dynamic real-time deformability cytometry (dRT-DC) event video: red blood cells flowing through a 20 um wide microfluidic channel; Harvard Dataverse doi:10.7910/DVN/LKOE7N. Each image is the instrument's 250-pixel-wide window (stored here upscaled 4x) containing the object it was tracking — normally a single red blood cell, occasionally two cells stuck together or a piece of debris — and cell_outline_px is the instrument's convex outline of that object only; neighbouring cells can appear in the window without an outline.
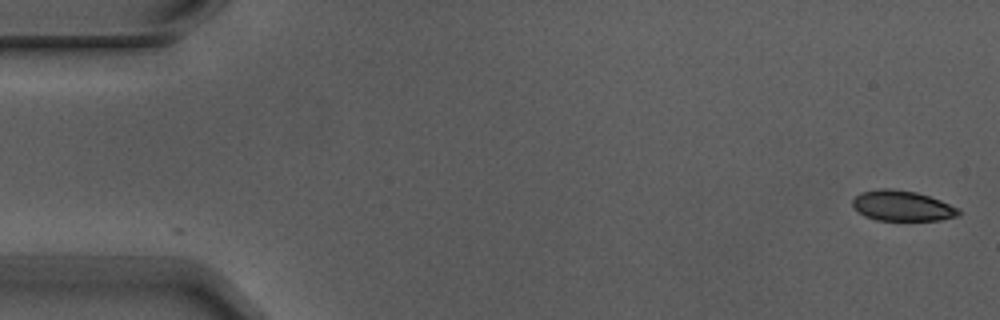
{"species": "Egyptian fruit bat (a non-hibernating species)", "species_latin": "Rousettus aegyptiacus", "temperature_condition": "warm", "stored_images_in_passage": 5, "camera_frame_rate_fps": 3000, "um_per_image_px": 0.085, "animal": {"sex": "male"}, "frame": {"image": 1, "passage_image": 1, "time_ms": 0.0, "image_size_px": [1000, 320], "cell_outline_px": [[960, 212], [956, 216], [940, 220], [876, 220], [864, 216], [852, 204], [852, 200], [860, 192], [880, 188], [892, 188], [916, 192], [940, 200], [960, 208]], "centroid_in_image_um": [76.68, 17.48], "position_along_channel_um": 8.3, "area_um2": 18.73}}
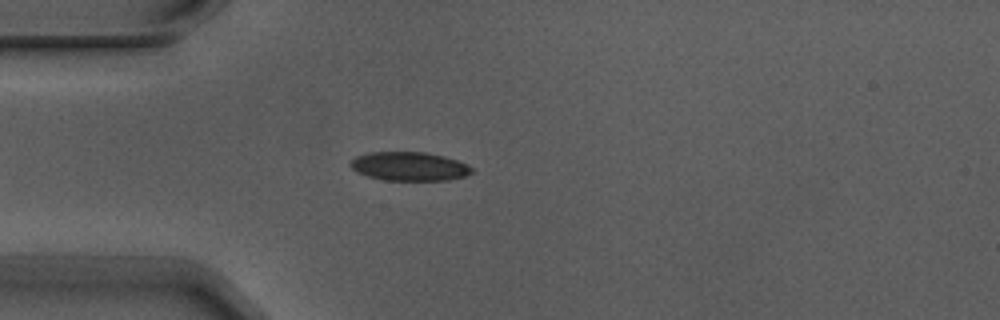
{"frame": {"image": 2, "passage_image": 5, "time_ms": 1.333, "image_size_px": [1000, 320], "cell_outline_px": [[472, 172], [464, 176], [448, 180], [384, 180], [368, 176], [356, 172], [348, 164], [356, 156], [372, 152], [424, 152], [444, 156], [456, 160], [472, 168]], "centroid_in_image_um": [34.75, 14.14], "position_along_channel_um": 50.3, "area_um2": 20.17}}